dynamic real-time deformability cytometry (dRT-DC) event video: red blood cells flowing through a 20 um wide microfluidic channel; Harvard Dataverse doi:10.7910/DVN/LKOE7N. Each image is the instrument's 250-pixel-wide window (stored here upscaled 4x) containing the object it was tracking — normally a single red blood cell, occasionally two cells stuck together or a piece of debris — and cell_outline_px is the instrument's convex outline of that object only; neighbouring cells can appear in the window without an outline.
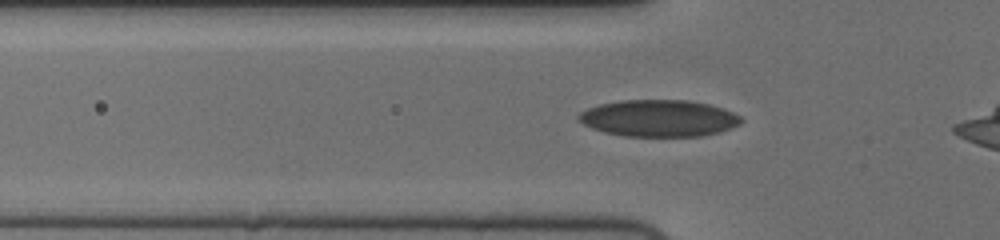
{"species": "human", "species_latin": "Homo sapiens", "temperature_condition": "cold", "stored_images_in_passage": 39, "camera_frame_rate_fps": 3000, "um_per_image_px": 0.085, "donor": {"sex": "female"}, "frame": {"image": 1, "passage_image": 6, "time_ms": 1.667, "image_size_px": [1000, 240], "cell_outline_px": [[744, 120], [740, 124], [732, 128], [720, 132], [700, 136], [624, 136], [604, 132], [592, 128], [584, 124], [576, 116], [580, 112], [588, 108], [600, 104], [620, 100], [684, 100], [708, 104], [732, 112], [740, 116]], "centroid_in_image_um": [56.0, 10.05], "position_along_channel_um": 69.8, "area_um2": 34.74}}
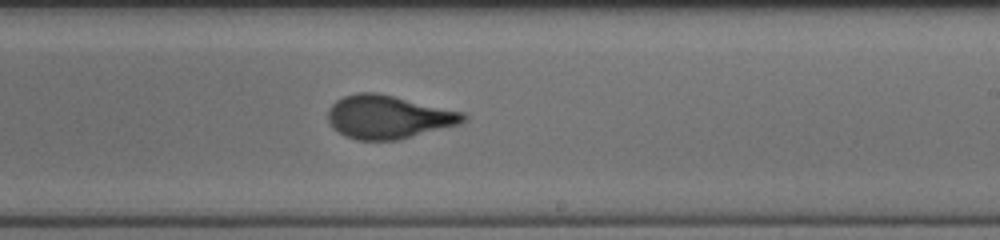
{"frame": {"image": 2, "passage_image": 21, "time_ms": 6.667, "image_size_px": [1000, 240], "cell_outline_px": [[468, 120], [460, 124], [400, 140], [356, 140], [344, 136], [332, 128], [328, 120], [328, 108], [336, 100], [344, 96], [356, 92], [376, 92], [464, 112], [468, 116]], "centroid_in_image_um": [33.01, 9.95], "position_along_channel_um": 256.0, "area_um2": 34.51}}
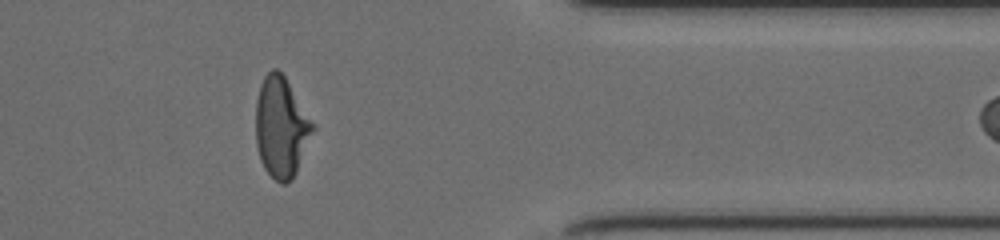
{"frame": {"image": 3, "passage_image": 33, "time_ms": 10.667, "image_size_px": [1000, 240], "cell_outline_px": [[316, 128], [296, 172], [292, 180], [284, 184], [280, 184], [264, 168], [260, 160], [256, 144], [256, 100], [260, 84], [264, 76], [272, 68], [276, 68], [284, 76], [316, 124]], "centroid_in_image_um": [23.92, 10.81], "position_along_channel_um": 387.5, "area_um2": 33.7}, "authors_computed_cell_mechanics": {"area_um2": 34.1598, "velocity_mm_per_s": 3.7349, "shape_relaxation_time_tau1_ms": 4.4699, "shape_relaxation_time_tau2_ms": 0.8242, "deformation_change_tau1": 0.1466, "deformation_change_tau2": 0.0579}}